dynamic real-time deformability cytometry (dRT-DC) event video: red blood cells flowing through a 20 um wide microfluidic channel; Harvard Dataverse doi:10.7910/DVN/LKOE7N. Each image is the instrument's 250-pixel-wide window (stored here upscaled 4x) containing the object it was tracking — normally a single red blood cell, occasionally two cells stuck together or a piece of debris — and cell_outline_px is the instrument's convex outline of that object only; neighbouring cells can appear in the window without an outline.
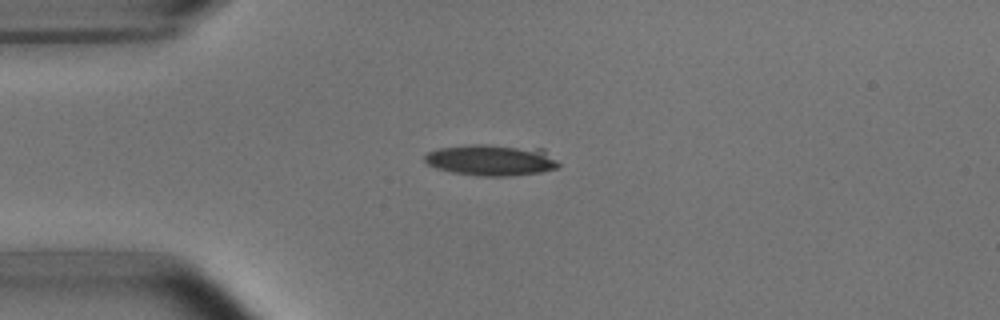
{"species": "common noctule bat (a hibernating species)", "species_latin": "Nyctalus noctula", "temperature_condition": "room temperature", "stored_images_in_passage": 5, "camera_frame_rate_fps": 3000, "um_per_image_px": 0.085, "animal": {"sex": "male", "body_mass_g": 15.6}, "frame": {"image": 1, "passage_image": 3, "time_ms": 2.667, "image_size_px": [1000, 320], "cell_outline_px": [[560, 164], [556, 168], [540, 172], [508, 176], [480, 176], [452, 172], [436, 168], [428, 164], [424, 160], [424, 156], [428, 152], [440, 148], [472, 144], [488, 144], [544, 148]], "centroid_in_image_um": [41.78, 13.59], "position_along_channel_um": 43.2, "area_um2": 24.45}}